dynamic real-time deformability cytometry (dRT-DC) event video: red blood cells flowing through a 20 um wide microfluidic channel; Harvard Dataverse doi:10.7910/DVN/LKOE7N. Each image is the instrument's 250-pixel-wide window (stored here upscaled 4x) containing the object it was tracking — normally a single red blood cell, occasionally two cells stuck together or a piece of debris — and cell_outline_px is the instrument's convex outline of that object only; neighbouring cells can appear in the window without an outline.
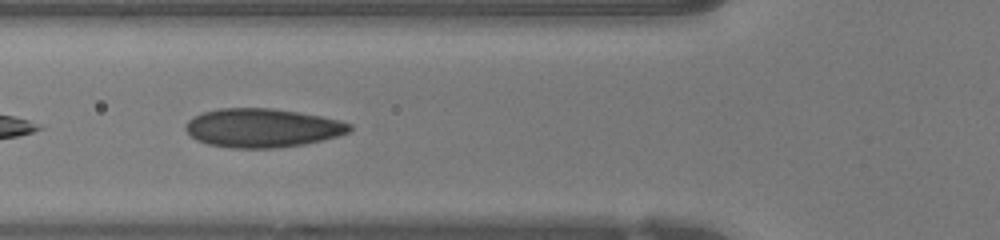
{"species": "human", "species_latin": "Homo sapiens", "temperature_condition": "warm", "stored_images_in_passage": 38, "camera_frame_rate_fps": 3000, "um_per_image_px": 0.085, "donor": {"sex": "female"}, "frame": {"image": 1, "passage_image": 6, "time_ms": 1.667, "image_size_px": [1000, 240], "cell_outline_px": [[352, 128], [348, 132], [336, 136], [304, 144], [276, 148], [232, 148], [208, 144], [196, 140], [184, 128], [188, 120], [204, 112], [220, 108], [272, 108], [320, 116], [340, 120], [352, 124]], "centroid_in_image_um": [22.29, 10.87], "position_along_channel_um": 103.5, "area_um2": 36.82}}
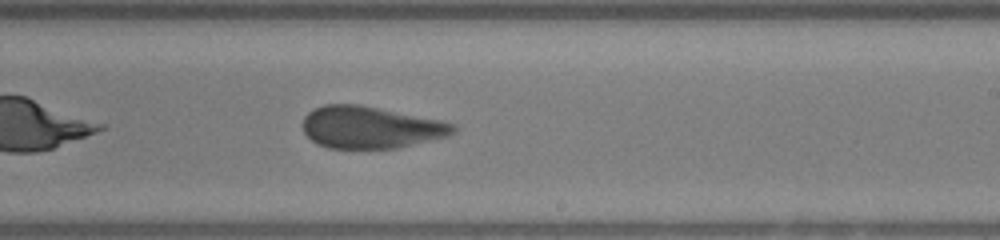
{"frame": {"image": 2, "passage_image": 17, "time_ms": 5.333, "image_size_px": [1000, 240], "cell_outline_px": [[456, 132], [448, 136], [396, 148], [328, 148], [316, 144], [304, 132], [304, 116], [312, 108], [324, 104], [360, 104], [440, 120], [456, 124]], "centroid_in_image_um": [31.49, 10.81], "position_along_channel_um": 257.5, "area_um2": 36.88}}
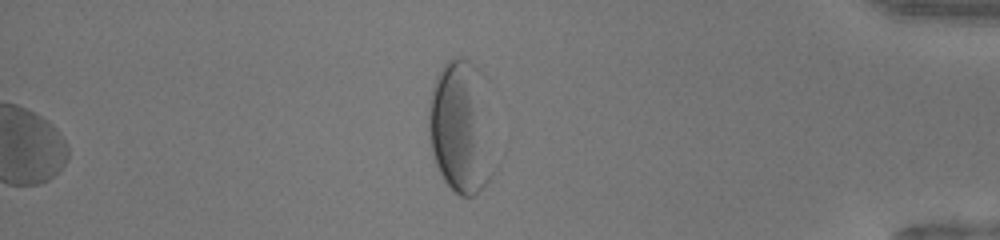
{"frame": {"image": 3, "passage_image": 38, "time_ms": 12.333, "image_size_px": [1000, 240], "cell_outline_px": [[496, 172], [472, 196], [460, 196], [444, 180], [436, 164], [432, 152], [428, 128], [428, 116], [432, 92], [436, 76], [440, 68], [448, 60], [456, 56], [460, 56], [468, 60], [484, 76], [496, 168]], "centroid_in_image_um": [39.22, 10.81], "position_along_channel_um": 396.0, "area_um2": 51.21}, "authors_computed_cell_mechanics": {"area_um2": 38.1769, "velocity_mm_per_s": 4.206, "shape_relaxation_time_tau1_ms": null, "shape_relaxation_time_tau2_ms": 1.1703, "deformation_change_tau1": null, "deformation_change_tau2": 0.068}}